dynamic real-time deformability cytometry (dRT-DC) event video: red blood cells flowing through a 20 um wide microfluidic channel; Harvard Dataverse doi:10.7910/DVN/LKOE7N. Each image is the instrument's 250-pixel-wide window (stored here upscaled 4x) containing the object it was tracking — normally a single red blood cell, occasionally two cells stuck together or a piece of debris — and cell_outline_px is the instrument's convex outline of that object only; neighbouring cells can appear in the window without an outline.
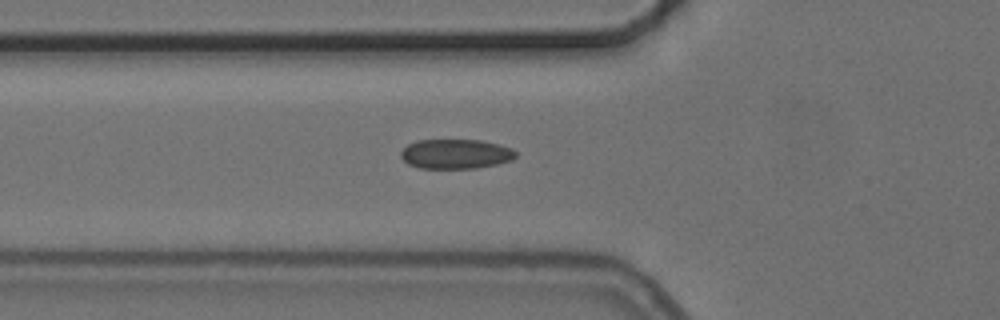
{"species": "common noctule bat (a hibernating species)", "species_latin": "Nyctalus noctula", "temperature_condition": "cold", "stored_images_in_passage": 2, "camera_frame_rate_fps": 3000, "um_per_image_px": 0.085, "animal": {"sex": "female", "body_mass_g": 24.6, "forearm_length_mm": 56.2}, "frame": {"image": 1, "passage_image": 2, "time_ms": 2.333, "image_size_px": [1000, 320], "cell_outline_px": [[516, 156], [512, 160], [496, 164], [476, 168], [420, 168], [408, 164], [400, 156], [400, 152], [408, 144], [416, 140], [480, 140], [500, 144], [512, 148], [516, 152]], "centroid_in_image_um": [38.74, 13.08], "position_along_channel_um": 87.1, "area_um2": 19.88}}